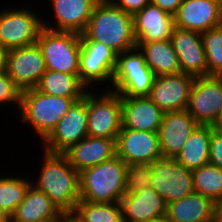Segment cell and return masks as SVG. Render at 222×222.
I'll use <instances>...</instances> for the list:
<instances>
[{
  "instance_id": "cell-32",
  "label": "cell",
  "mask_w": 222,
  "mask_h": 222,
  "mask_svg": "<svg viewBox=\"0 0 222 222\" xmlns=\"http://www.w3.org/2000/svg\"><path fill=\"white\" fill-rule=\"evenodd\" d=\"M207 76H222V25L201 33Z\"/></svg>"
},
{
  "instance_id": "cell-2",
  "label": "cell",
  "mask_w": 222,
  "mask_h": 222,
  "mask_svg": "<svg viewBox=\"0 0 222 222\" xmlns=\"http://www.w3.org/2000/svg\"><path fill=\"white\" fill-rule=\"evenodd\" d=\"M43 152L40 173L32 185L43 191L61 212H74L80 201L79 173L64 154Z\"/></svg>"
},
{
  "instance_id": "cell-37",
  "label": "cell",
  "mask_w": 222,
  "mask_h": 222,
  "mask_svg": "<svg viewBox=\"0 0 222 222\" xmlns=\"http://www.w3.org/2000/svg\"><path fill=\"white\" fill-rule=\"evenodd\" d=\"M154 5H157L162 10L174 15L180 7L182 0H150Z\"/></svg>"
},
{
  "instance_id": "cell-26",
  "label": "cell",
  "mask_w": 222,
  "mask_h": 222,
  "mask_svg": "<svg viewBox=\"0 0 222 222\" xmlns=\"http://www.w3.org/2000/svg\"><path fill=\"white\" fill-rule=\"evenodd\" d=\"M155 76L181 73L178 56L169 40L137 43Z\"/></svg>"
},
{
  "instance_id": "cell-13",
  "label": "cell",
  "mask_w": 222,
  "mask_h": 222,
  "mask_svg": "<svg viewBox=\"0 0 222 222\" xmlns=\"http://www.w3.org/2000/svg\"><path fill=\"white\" fill-rule=\"evenodd\" d=\"M46 70L37 42L6 51L5 71L22 91L36 88Z\"/></svg>"
},
{
  "instance_id": "cell-20",
  "label": "cell",
  "mask_w": 222,
  "mask_h": 222,
  "mask_svg": "<svg viewBox=\"0 0 222 222\" xmlns=\"http://www.w3.org/2000/svg\"><path fill=\"white\" fill-rule=\"evenodd\" d=\"M120 205L124 222H153L166 216L167 204L152 187L126 193Z\"/></svg>"
},
{
  "instance_id": "cell-21",
  "label": "cell",
  "mask_w": 222,
  "mask_h": 222,
  "mask_svg": "<svg viewBox=\"0 0 222 222\" xmlns=\"http://www.w3.org/2000/svg\"><path fill=\"white\" fill-rule=\"evenodd\" d=\"M55 18L54 25L43 19V27L53 31L82 34L90 20L94 7L100 0H49ZM51 25V26H50Z\"/></svg>"
},
{
  "instance_id": "cell-35",
  "label": "cell",
  "mask_w": 222,
  "mask_h": 222,
  "mask_svg": "<svg viewBox=\"0 0 222 222\" xmlns=\"http://www.w3.org/2000/svg\"><path fill=\"white\" fill-rule=\"evenodd\" d=\"M209 163L222 169V130L215 127L211 133Z\"/></svg>"
},
{
  "instance_id": "cell-18",
  "label": "cell",
  "mask_w": 222,
  "mask_h": 222,
  "mask_svg": "<svg viewBox=\"0 0 222 222\" xmlns=\"http://www.w3.org/2000/svg\"><path fill=\"white\" fill-rule=\"evenodd\" d=\"M174 27V15L151 2L133 15L136 43L169 40Z\"/></svg>"
},
{
  "instance_id": "cell-3",
  "label": "cell",
  "mask_w": 222,
  "mask_h": 222,
  "mask_svg": "<svg viewBox=\"0 0 222 222\" xmlns=\"http://www.w3.org/2000/svg\"><path fill=\"white\" fill-rule=\"evenodd\" d=\"M128 165L117 155L79 172L80 201L117 203L126 194Z\"/></svg>"
},
{
  "instance_id": "cell-36",
  "label": "cell",
  "mask_w": 222,
  "mask_h": 222,
  "mask_svg": "<svg viewBox=\"0 0 222 222\" xmlns=\"http://www.w3.org/2000/svg\"><path fill=\"white\" fill-rule=\"evenodd\" d=\"M115 6L132 16L150 3V0H110Z\"/></svg>"
},
{
  "instance_id": "cell-30",
  "label": "cell",
  "mask_w": 222,
  "mask_h": 222,
  "mask_svg": "<svg viewBox=\"0 0 222 222\" xmlns=\"http://www.w3.org/2000/svg\"><path fill=\"white\" fill-rule=\"evenodd\" d=\"M74 212L84 222H124L120 202L94 203L79 201Z\"/></svg>"
},
{
  "instance_id": "cell-22",
  "label": "cell",
  "mask_w": 222,
  "mask_h": 222,
  "mask_svg": "<svg viewBox=\"0 0 222 222\" xmlns=\"http://www.w3.org/2000/svg\"><path fill=\"white\" fill-rule=\"evenodd\" d=\"M122 128L158 132L162 111L148 96L121 97Z\"/></svg>"
},
{
  "instance_id": "cell-16",
  "label": "cell",
  "mask_w": 222,
  "mask_h": 222,
  "mask_svg": "<svg viewBox=\"0 0 222 222\" xmlns=\"http://www.w3.org/2000/svg\"><path fill=\"white\" fill-rule=\"evenodd\" d=\"M181 72L194 77L207 76V63L201 33L174 27L170 38Z\"/></svg>"
},
{
  "instance_id": "cell-8",
  "label": "cell",
  "mask_w": 222,
  "mask_h": 222,
  "mask_svg": "<svg viewBox=\"0 0 222 222\" xmlns=\"http://www.w3.org/2000/svg\"><path fill=\"white\" fill-rule=\"evenodd\" d=\"M7 9V10H6ZM27 7L5 8L0 12V45L5 51L37 42L43 17Z\"/></svg>"
},
{
  "instance_id": "cell-5",
  "label": "cell",
  "mask_w": 222,
  "mask_h": 222,
  "mask_svg": "<svg viewBox=\"0 0 222 222\" xmlns=\"http://www.w3.org/2000/svg\"><path fill=\"white\" fill-rule=\"evenodd\" d=\"M138 47L117 54L112 77V91L121 97L148 96L155 79Z\"/></svg>"
},
{
  "instance_id": "cell-39",
  "label": "cell",
  "mask_w": 222,
  "mask_h": 222,
  "mask_svg": "<svg viewBox=\"0 0 222 222\" xmlns=\"http://www.w3.org/2000/svg\"><path fill=\"white\" fill-rule=\"evenodd\" d=\"M214 222H222V197L215 202Z\"/></svg>"
},
{
  "instance_id": "cell-40",
  "label": "cell",
  "mask_w": 222,
  "mask_h": 222,
  "mask_svg": "<svg viewBox=\"0 0 222 222\" xmlns=\"http://www.w3.org/2000/svg\"><path fill=\"white\" fill-rule=\"evenodd\" d=\"M5 55L6 51L0 45V71H3L5 69Z\"/></svg>"
},
{
  "instance_id": "cell-25",
  "label": "cell",
  "mask_w": 222,
  "mask_h": 222,
  "mask_svg": "<svg viewBox=\"0 0 222 222\" xmlns=\"http://www.w3.org/2000/svg\"><path fill=\"white\" fill-rule=\"evenodd\" d=\"M61 213L43 191L38 190L31 184L24 200L11 215L10 222L59 220Z\"/></svg>"
},
{
  "instance_id": "cell-17",
  "label": "cell",
  "mask_w": 222,
  "mask_h": 222,
  "mask_svg": "<svg viewBox=\"0 0 222 222\" xmlns=\"http://www.w3.org/2000/svg\"><path fill=\"white\" fill-rule=\"evenodd\" d=\"M222 25V13L216 0H182L174 14V26L198 33Z\"/></svg>"
},
{
  "instance_id": "cell-15",
  "label": "cell",
  "mask_w": 222,
  "mask_h": 222,
  "mask_svg": "<svg viewBox=\"0 0 222 222\" xmlns=\"http://www.w3.org/2000/svg\"><path fill=\"white\" fill-rule=\"evenodd\" d=\"M194 81L183 72L156 76L148 97L164 112L186 110Z\"/></svg>"
},
{
  "instance_id": "cell-6",
  "label": "cell",
  "mask_w": 222,
  "mask_h": 222,
  "mask_svg": "<svg viewBox=\"0 0 222 222\" xmlns=\"http://www.w3.org/2000/svg\"><path fill=\"white\" fill-rule=\"evenodd\" d=\"M47 70L78 75L81 36L75 32L53 31L43 28L38 36Z\"/></svg>"
},
{
  "instance_id": "cell-34",
  "label": "cell",
  "mask_w": 222,
  "mask_h": 222,
  "mask_svg": "<svg viewBox=\"0 0 222 222\" xmlns=\"http://www.w3.org/2000/svg\"><path fill=\"white\" fill-rule=\"evenodd\" d=\"M22 90L8 76L5 69L0 71V105L14 104L18 110L21 104ZM17 104V105H16Z\"/></svg>"
},
{
  "instance_id": "cell-10",
  "label": "cell",
  "mask_w": 222,
  "mask_h": 222,
  "mask_svg": "<svg viewBox=\"0 0 222 222\" xmlns=\"http://www.w3.org/2000/svg\"><path fill=\"white\" fill-rule=\"evenodd\" d=\"M116 60L117 53L107 45L96 41H81L79 80L90 89L95 84L107 82L111 86Z\"/></svg>"
},
{
  "instance_id": "cell-38",
  "label": "cell",
  "mask_w": 222,
  "mask_h": 222,
  "mask_svg": "<svg viewBox=\"0 0 222 222\" xmlns=\"http://www.w3.org/2000/svg\"><path fill=\"white\" fill-rule=\"evenodd\" d=\"M58 222H84L75 212H62Z\"/></svg>"
},
{
  "instance_id": "cell-12",
  "label": "cell",
  "mask_w": 222,
  "mask_h": 222,
  "mask_svg": "<svg viewBox=\"0 0 222 222\" xmlns=\"http://www.w3.org/2000/svg\"><path fill=\"white\" fill-rule=\"evenodd\" d=\"M222 108V76L195 77L186 111L199 125L214 126Z\"/></svg>"
},
{
  "instance_id": "cell-31",
  "label": "cell",
  "mask_w": 222,
  "mask_h": 222,
  "mask_svg": "<svg viewBox=\"0 0 222 222\" xmlns=\"http://www.w3.org/2000/svg\"><path fill=\"white\" fill-rule=\"evenodd\" d=\"M32 184L27 178L18 176L0 177V207L4 209L9 216L16 211V208L24 200L25 194Z\"/></svg>"
},
{
  "instance_id": "cell-44",
  "label": "cell",
  "mask_w": 222,
  "mask_h": 222,
  "mask_svg": "<svg viewBox=\"0 0 222 222\" xmlns=\"http://www.w3.org/2000/svg\"><path fill=\"white\" fill-rule=\"evenodd\" d=\"M219 4V7H220V10H221V13H222V0H216Z\"/></svg>"
},
{
  "instance_id": "cell-7",
  "label": "cell",
  "mask_w": 222,
  "mask_h": 222,
  "mask_svg": "<svg viewBox=\"0 0 222 222\" xmlns=\"http://www.w3.org/2000/svg\"><path fill=\"white\" fill-rule=\"evenodd\" d=\"M96 93L87 91L88 136L116 139L122 128L121 96L108 88Z\"/></svg>"
},
{
  "instance_id": "cell-4",
  "label": "cell",
  "mask_w": 222,
  "mask_h": 222,
  "mask_svg": "<svg viewBox=\"0 0 222 222\" xmlns=\"http://www.w3.org/2000/svg\"><path fill=\"white\" fill-rule=\"evenodd\" d=\"M82 98H65L43 94L36 88L22 91L19 114L22 124L32 129L43 142L55 129L71 105Z\"/></svg>"
},
{
  "instance_id": "cell-45",
  "label": "cell",
  "mask_w": 222,
  "mask_h": 222,
  "mask_svg": "<svg viewBox=\"0 0 222 222\" xmlns=\"http://www.w3.org/2000/svg\"><path fill=\"white\" fill-rule=\"evenodd\" d=\"M30 222H58V220H49V221H30Z\"/></svg>"
},
{
  "instance_id": "cell-23",
  "label": "cell",
  "mask_w": 222,
  "mask_h": 222,
  "mask_svg": "<svg viewBox=\"0 0 222 222\" xmlns=\"http://www.w3.org/2000/svg\"><path fill=\"white\" fill-rule=\"evenodd\" d=\"M116 139L87 136L71 146L63 154L72 167L79 173L116 155Z\"/></svg>"
},
{
  "instance_id": "cell-11",
  "label": "cell",
  "mask_w": 222,
  "mask_h": 222,
  "mask_svg": "<svg viewBox=\"0 0 222 222\" xmlns=\"http://www.w3.org/2000/svg\"><path fill=\"white\" fill-rule=\"evenodd\" d=\"M88 136L87 133V92L74 102L59 120L55 129L42 142L43 150L50 153H64L71 146Z\"/></svg>"
},
{
  "instance_id": "cell-28",
  "label": "cell",
  "mask_w": 222,
  "mask_h": 222,
  "mask_svg": "<svg viewBox=\"0 0 222 222\" xmlns=\"http://www.w3.org/2000/svg\"><path fill=\"white\" fill-rule=\"evenodd\" d=\"M36 89L43 94L65 98H83L88 89L79 80V75L46 70Z\"/></svg>"
},
{
  "instance_id": "cell-14",
  "label": "cell",
  "mask_w": 222,
  "mask_h": 222,
  "mask_svg": "<svg viewBox=\"0 0 222 222\" xmlns=\"http://www.w3.org/2000/svg\"><path fill=\"white\" fill-rule=\"evenodd\" d=\"M115 145L116 155L127 165L153 163L162 157L158 132L121 128Z\"/></svg>"
},
{
  "instance_id": "cell-29",
  "label": "cell",
  "mask_w": 222,
  "mask_h": 222,
  "mask_svg": "<svg viewBox=\"0 0 222 222\" xmlns=\"http://www.w3.org/2000/svg\"><path fill=\"white\" fill-rule=\"evenodd\" d=\"M195 193L212 199L222 197V169L213 164H205L192 170Z\"/></svg>"
},
{
  "instance_id": "cell-41",
  "label": "cell",
  "mask_w": 222,
  "mask_h": 222,
  "mask_svg": "<svg viewBox=\"0 0 222 222\" xmlns=\"http://www.w3.org/2000/svg\"><path fill=\"white\" fill-rule=\"evenodd\" d=\"M0 222H10L9 214L0 207Z\"/></svg>"
},
{
  "instance_id": "cell-43",
  "label": "cell",
  "mask_w": 222,
  "mask_h": 222,
  "mask_svg": "<svg viewBox=\"0 0 222 222\" xmlns=\"http://www.w3.org/2000/svg\"><path fill=\"white\" fill-rule=\"evenodd\" d=\"M153 222H170L169 220H167L166 218L157 220V221H153Z\"/></svg>"
},
{
  "instance_id": "cell-27",
  "label": "cell",
  "mask_w": 222,
  "mask_h": 222,
  "mask_svg": "<svg viewBox=\"0 0 222 222\" xmlns=\"http://www.w3.org/2000/svg\"><path fill=\"white\" fill-rule=\"evenodd\" d=\"M212 130L213 126L198 125L175 157L176 161L191 171L208 164Z\"/></svg>"
},
{
  "instance_id": "cell-9",
  "label": "cell",
  "mask_w": 222,
  "mask_h": 222,
  "mask_svg": "<svg viewBox=\"0 0 222 222\" xmlns=\"http://www.w3.org/2000/svg\"><path fill=\"white\" fill-rule=\"evenodd\" d=\"M152 188L166 204L183 199L195 193L192 171L175 158L161 157L153 162Z\"/></svg>"
},
{
  "instance_id": "cell-24",
  "label": "cell",
  "mask_w": 222,
  "mask_h": 222,
  "mask_svg": "<svg viewBox=\"0 0 222 222\" xmlns=\"http://www.w3.org/2000/svg\"><path fill=\"white\" fill-rule=\"evenodd\" d=\"M165 218L170 222H214L215 202L193 193L167 204Z\"/></svg>"
},
{
  "instance_id": "cell-42",
  "label": "cell",
  "mask_w": 222,
  "mask_h": 222,
  "mask_svg": "<svg viewBox=\"0 0 222 222\" xmlns=\"http://www.w3.org/2000/svg\"><path fill=\"white\" fill-rule=\"evenodd\" d=\"M219 130H222V108H221V111H220V114L218 116V119L216 121V124L213 126Z\"/></svg>"
},
{
  "instance_id": "cell-19",
  "label": "cell",
  "mask_w": 222,
  "mask_h": 222,
  "mask_svg": "<svg viewBox=\"0 0 222 222\" xmlns=\"http://www.w3.org/2000/svg\"><path fill=\"white\" fill-rule=\"evenodd\" d=\"M198 125L186 110L164 112L158 130L162 157L175 158Z\"/></svg>"
},
{
  "instance_id": "cell-33",
  "label": "cell",
  "mask_w": 222,
  "mask_h": 222,
  "mask_svg": "<svg viewBox=\"0 0 222 222\" xmlns=\"http://www.w3.org/2000/svg\"><path fill=\"white\" fill-rule=\"evenodd\" d=\"M153 163L130 164L125 177V192L134 193L152 187Z\"/></svg>"
},
{
  "instance_id": "cell-1",
  "label": "cell",
  "mask_w": 222,
  "mask_h": 222,
  "mask_svg": "<svg viewBox=\"0 0 222 222\" xmlns=\"http://www.w3.org/2000/svg\"><path fill=\"white\" fill-rule=\"evenodd\" d=\"M81 41L103 43L117 54L137 47L133 33V16L110 0H100L93 9Z\"/></svg>"
}]
</instances>
